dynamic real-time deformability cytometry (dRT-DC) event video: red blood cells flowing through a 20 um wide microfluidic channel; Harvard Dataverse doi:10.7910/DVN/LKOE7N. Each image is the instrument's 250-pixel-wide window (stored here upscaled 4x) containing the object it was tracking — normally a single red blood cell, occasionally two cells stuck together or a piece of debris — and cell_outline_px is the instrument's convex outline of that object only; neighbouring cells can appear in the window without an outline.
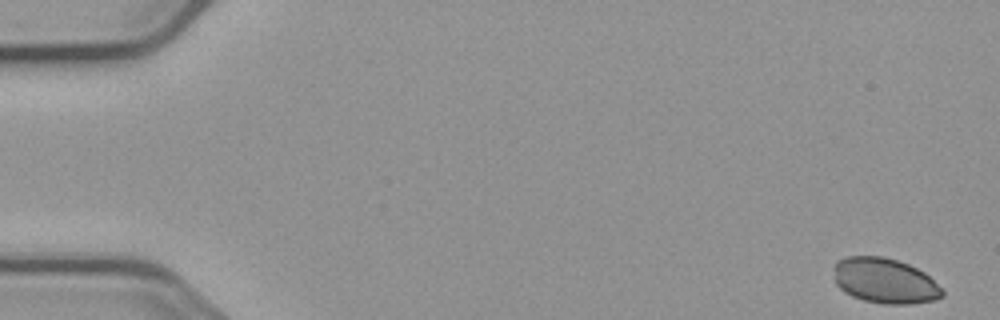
{"species": "common noctule bat (a hibernating species)", "species_latin": "Nyctalus noctula", "temperature_condition": "cold", "stored_images_in_passage": 5, "camera_frame_rate_fps": 3000, "um_per_image_px": 0.085, "animal": {"sex": "male", "body_mass_g": 23.1, "forearm_length_mm": 52.7}, "frame": {"image": 1, "passage_image": 1, "time_ms": 0.0, "image_size_px": [1000, 320], "cell_outline_px": [[944, 296], [936, 300], [912, 304], [884, 304], [864, 300], [852, 296], [844, 292], [836, 284], [836, 260], [848, 256], [884, 256], [908, 264], [924, 272], [944, 288]], "centroid_in_image_um": [75.27, 23.88], "position_along_channel_um": 9.7, "area_um2": 28.73}}